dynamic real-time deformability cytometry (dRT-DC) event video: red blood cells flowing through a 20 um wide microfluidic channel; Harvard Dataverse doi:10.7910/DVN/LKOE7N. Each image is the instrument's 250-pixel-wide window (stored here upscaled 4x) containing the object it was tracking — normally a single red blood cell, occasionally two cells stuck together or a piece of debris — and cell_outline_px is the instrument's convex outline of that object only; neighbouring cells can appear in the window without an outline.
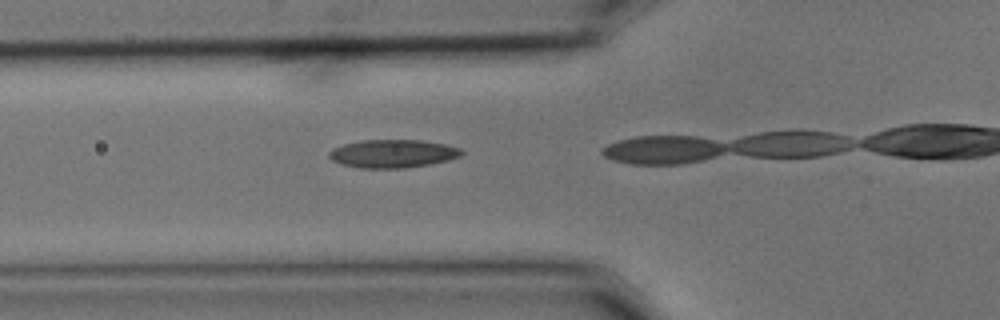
{"species": "common noctule bat (a hibernating species)", "species_latin": "Nyctalus noctula", "temperature_condition": "cold", "stored_images_in_passage": 17, "camera_frame_rate_fps": 3000, "um_per_image_px": 0.085, "animal": {"sex": "male", "body_mass_g": 15.6}, "frame": {"image": 1, "passage_image": 15, "time_ms": 4.667, "image_size_px": [1000, 320], "cell_outline_px": [[464, 152], [460, 156], [448, 160], [428, 164], [404, 168], [360, 168], [340, 164], [332, 160], [328, 156], [328, 152], [332, 148], [344, 144], [360, 140], [420, 140], [444, 144], [460, 148]], "centroid_in_image_um": [33.34, 13.06], "position_along_channel_um": 92.5, "area_um2": 21.73}}